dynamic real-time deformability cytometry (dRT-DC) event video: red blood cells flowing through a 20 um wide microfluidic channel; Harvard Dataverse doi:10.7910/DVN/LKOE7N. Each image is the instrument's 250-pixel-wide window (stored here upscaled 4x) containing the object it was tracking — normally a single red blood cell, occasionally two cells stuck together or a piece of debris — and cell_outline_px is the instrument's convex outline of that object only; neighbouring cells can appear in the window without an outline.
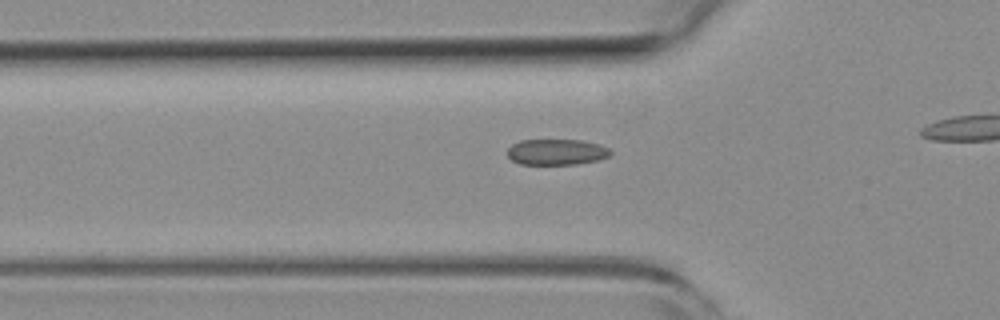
{"species": "common noctule bat (a hibernating species)", "species_latin": "Nyctalus noctula", "temperature_condition": "room temperature", "stored_images_in_passage": 39, "camera_frame_rate_fps": 3000, "um_per_image_px": 0.085, "animal": {"sex": "female", "body_mass_g": 19.3, "forearm_length_mm": 54.1}, "frame": {"image": 1, "passage_image": 14, "time_ms": 4.333, "image_size_px": [1000, 320], "cell_outline_px": [[612, 152], [608, 156], [600, 160], [576, 164], [520, 164], [512, 160], [508, 156], [508, 148], [512, 144], [520, 140], [580, 140], [600, 144], [608, 148]], "centroid_in_image_um": [47.31, 12.92], "position_along_channel_um": 78.5, "area_um2": 15.55}}
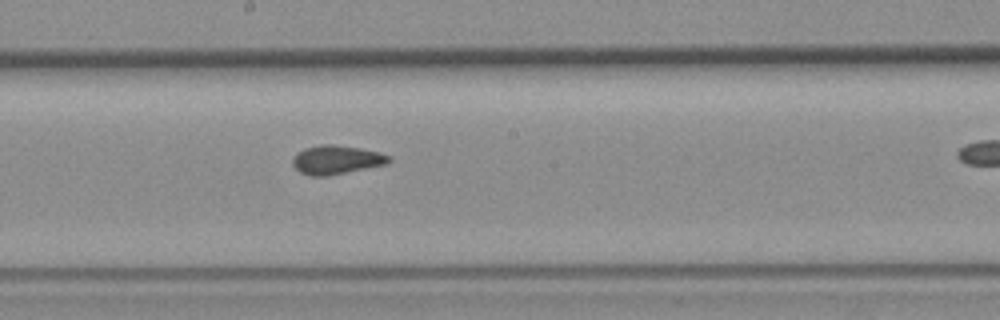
{"frame": {"image": 2, "passage_image": 25, "time_ms": 8.0, "image_size_px": [1000, 320], "cell_outline_px": [[392, 160], [388, 164], [328, 176], [308, 176], [300, 172], [292, 164], [292, 160], [296, 152], [304, 148], [324, 144], [332, 144], [360, 148], [380, 152], [392, 156]], "centroid_in_image_um": [28.62, 13.58], "position_along_channel_um": 219.6, "area_um2": 16.42}}
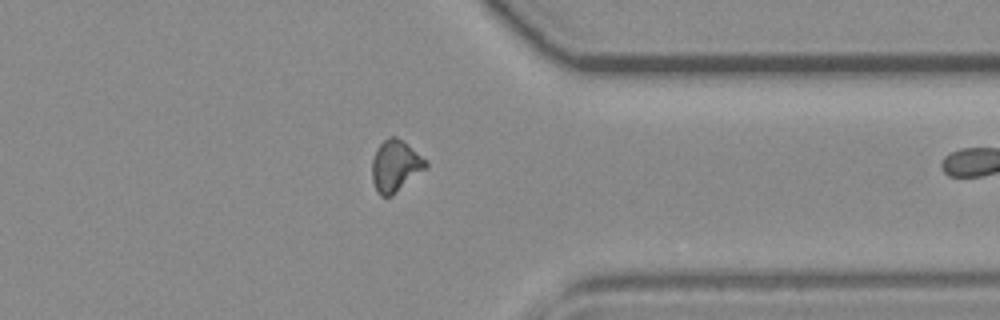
{"frame": {"image": 3, "passage_image": 38, "time_ms": 12.333, "image_size_px": [1000, 320], "cell_outline_px": [[428, 168], [392, 196], [380, 196], [372, 180], [372, 160], [376, 148], [388, 136], [396, 136], [404, 140], [428, 164]], "centroid_in_image_um": [33.61, 14.1], "position_along_channel_um": 377.8, "area_um2": 16.24}}